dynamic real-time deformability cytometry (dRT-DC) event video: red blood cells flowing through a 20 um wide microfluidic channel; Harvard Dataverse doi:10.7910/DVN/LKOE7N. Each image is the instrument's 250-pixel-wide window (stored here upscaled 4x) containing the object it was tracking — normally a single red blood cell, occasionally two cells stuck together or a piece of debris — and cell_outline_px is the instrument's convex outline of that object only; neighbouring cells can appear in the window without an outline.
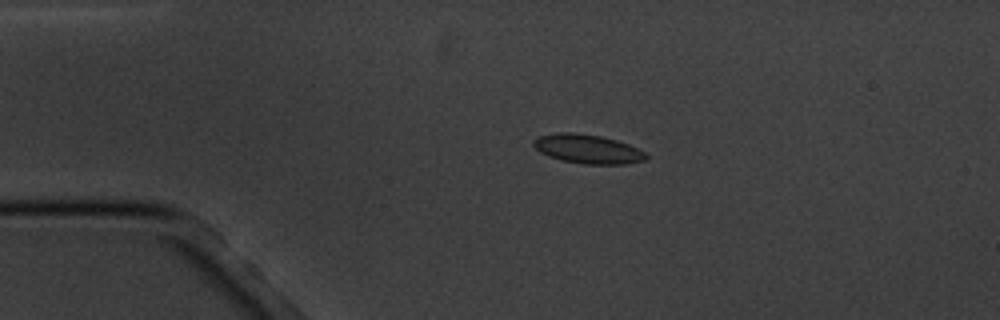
{"species": "common noctule bat (a hibernating species)", "species_latin": "Nyctalus noctula", "temperature_condition": "cold", "stored_images_in_passage": 4, "camera_frame_rate_fps": 3000, "um_per_image_px": 0.085, "animal": {"sex": "male", "body_mass_g": 20.1, "forearm_length_mm": 53.5}, "frame": {"image": 1, "passage_image": 3, "time_ms": 3.333, "image_size_px": [1000, 320], "cell_outline_px": [[648, 156], [644, 160], [628, 164], [584, 164], [564, 160], [548, 156], [540, 152], [532, 144], [532, 140], [536, 136], [556, 132], [572, 132], [600, 136], [616, 140], [628, 144], [644, 152]], "centroid_in_image_um": [49.91, 12.65], "position_along_channel_um": 35.1, "area_um2": 19.02}}